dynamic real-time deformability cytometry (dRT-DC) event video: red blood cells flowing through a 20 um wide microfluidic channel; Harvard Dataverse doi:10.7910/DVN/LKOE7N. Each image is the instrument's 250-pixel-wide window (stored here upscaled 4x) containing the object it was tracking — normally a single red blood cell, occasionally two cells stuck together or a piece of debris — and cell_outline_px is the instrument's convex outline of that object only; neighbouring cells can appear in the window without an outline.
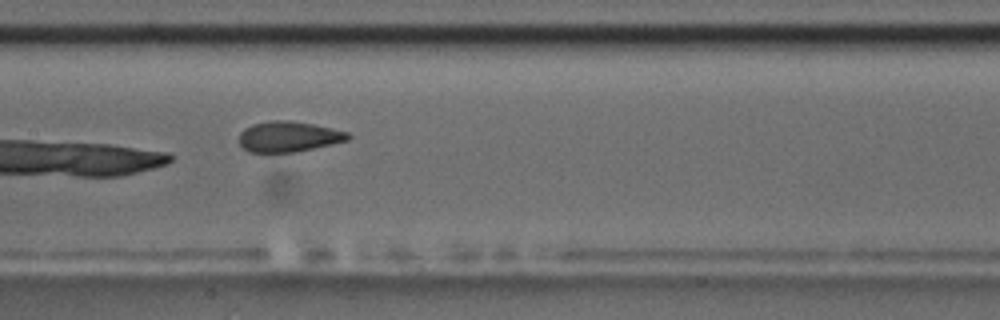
{"species": "common noctule bat (a hibernating species)", "species_latin": "Nyctalus noctula", "temperature_condition": "room temperature", "stored_images_in_passage": 9, "camera_frame_rate_fps": 3000, "um_per_image_px": 0.085, "animal": {"sex": "male", "body_mass_g": 17.5, "forearm_length_mm": 52.3}, "frame": {"image": 1, "passage_image": 9, "time_ms": 9.0, "image_size_px": [1000, 320], "cell_outline_px": [[352, 136], [348, 140], [332, 144], [296, 152], [248, 152], [240, 144], [240, 132], [244, 128], [252, 124], [272, 120], [288, 120], [312, 124], [332, 128], [348, 132]], "centroid_in_image_um": [24.53, 11.61], "position_along_channel_um": 182.9, "area_um2": 19.36}}